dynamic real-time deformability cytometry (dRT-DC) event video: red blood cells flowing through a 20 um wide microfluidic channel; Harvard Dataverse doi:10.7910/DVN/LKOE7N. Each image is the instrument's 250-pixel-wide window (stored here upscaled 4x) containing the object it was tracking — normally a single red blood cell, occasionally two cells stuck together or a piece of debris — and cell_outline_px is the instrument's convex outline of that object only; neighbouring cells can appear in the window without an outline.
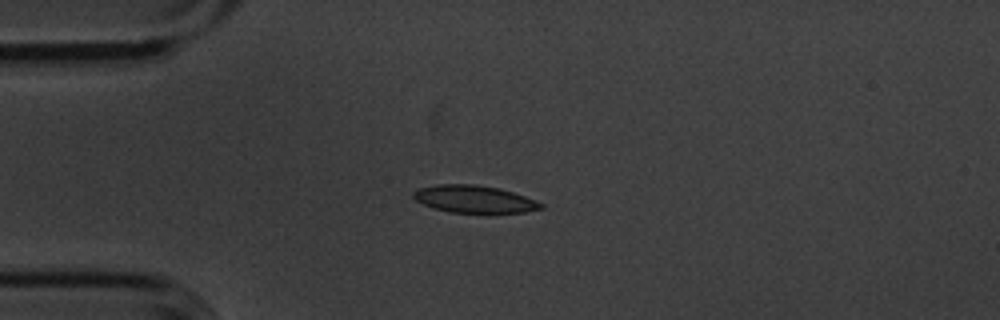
{"species": "common noctule bat (a hibernating species)", "species_latin": "Nyctalus noctula", "temperature_condition": "cold", "stored_images_in_passage": 6, "camera_frame_rate_fps": 3000, "um_per_image_px": 0.085, "animal": {"sex": "male", "body_mass_g": 20.1, "forearm_length_mm": 53.5}, "frame": {"image": 1, "passage_image": 3, "time_ms": 0.667, "image_size_px": [1000, 320], "cell_outline_px": [[544, 208], [524, 212], [452, 212], [432, 208], [416, 200], [412, 196], [412, 192], [416, 188], [436, 184], [476, 184], [500, 188], [524, 196], [544, 204]], "centroid_in_image_um": [40.26, 16.9], "position_along_channel_um": 44.7, "area_um2": 20.29}}
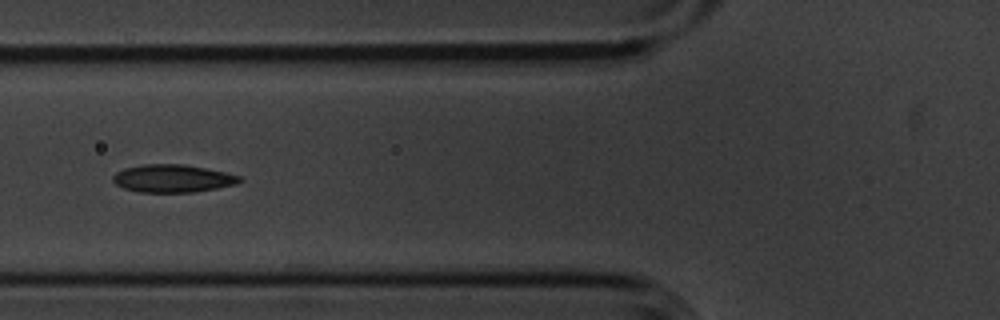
{"frame": {"image": 2, "passage_image": 5, "time_ms": 1.333, "image_size_px": [1000, 320], "cell_outline_px": [[244, 180], [236, 184], [216, 188], [192, 192], [140, 192], [124, 188], [116, 184], [112, 180], [112, 176], [116, 172], [124, 168], [144, 164], [184, 164], [224, 172], [240, 176]], "centroid_in_image_um": [14.66, 15.16], "position_along_channel_um": 111.1, "area_um2": 20.4}}
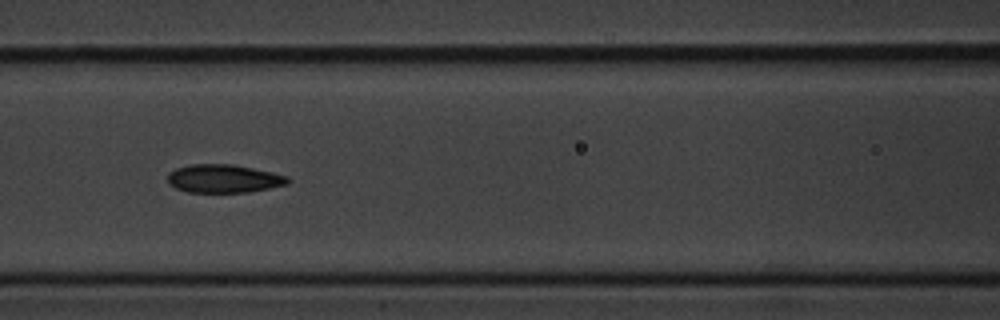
{"frame": {"image": 3, "passage_image": 6, "time_ms": 1.667, "image_size_px": [1000, 320], "cell_outline_px": [[288, 184], [248, 192], [188, 192], [176, 188], [168, 184], [168, 172], [176, 168], [192, 164], [232, 164], [272, 172], [288, 176]], "centroid_in_image_um": [18.98, 15.18], "position_along_channel_um": 147.6, "area_um2": 19.71}}